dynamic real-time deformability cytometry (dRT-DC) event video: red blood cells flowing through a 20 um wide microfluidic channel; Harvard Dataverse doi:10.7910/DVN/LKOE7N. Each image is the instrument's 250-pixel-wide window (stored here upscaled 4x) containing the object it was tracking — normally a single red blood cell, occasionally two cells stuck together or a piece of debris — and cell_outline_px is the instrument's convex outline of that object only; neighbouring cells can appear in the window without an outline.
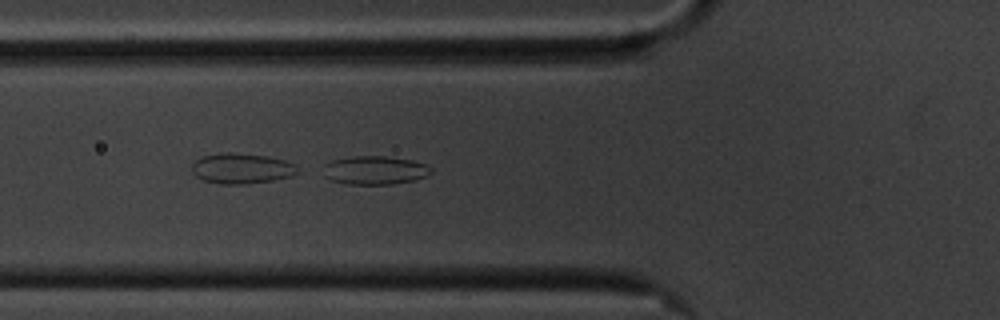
{"species": "common noctule bat (a hibernating species)", "species_latin": "Nyctalus noctula", "temperature_condition": "cold", "stored_images_in_passage": 19, "camera_frame_rate_fps": 3000, "um_per_image_px": 0.085, "animal": {"sex": "male", "body_mass_g": 20.1, "forearm_length_mm": 53.5}, "frame": {"image": 1, "passage_image": 6, "time_ms": 1.667, "image_size_px": [1000, 320], "cell_outline_px": [[432, 172], [428, 176], [416, 180], [392, 184], [348, 184], [332, 180], [324, 176], [324, 164], [332, 160], [352, 156], [388, 156], [412, 160], [428, 164], [432, 168]], "centroid_in_image_um": [31.91, 14.46], "position_along_channel_um": 93.9, "area_um2": 18.15}}